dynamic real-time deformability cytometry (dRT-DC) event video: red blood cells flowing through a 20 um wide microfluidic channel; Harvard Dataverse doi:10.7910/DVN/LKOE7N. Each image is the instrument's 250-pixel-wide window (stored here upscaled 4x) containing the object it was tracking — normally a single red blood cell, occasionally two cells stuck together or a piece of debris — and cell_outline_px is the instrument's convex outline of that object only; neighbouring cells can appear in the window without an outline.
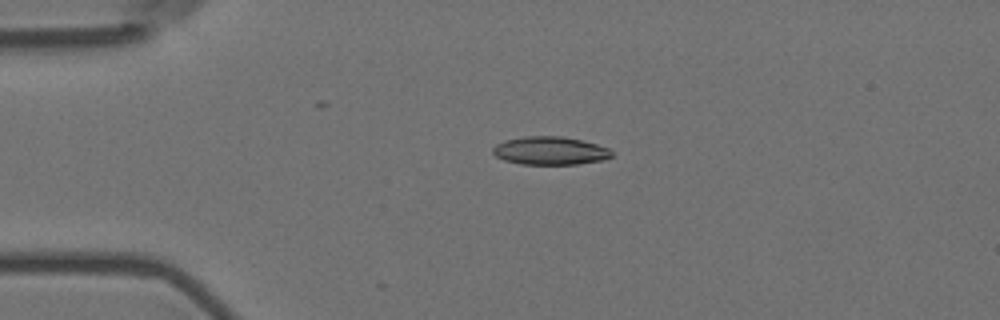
{"species": "Egyptian fruit bat (a non-hibernating species)", "species_latin": "Rousettus aegyptiacus", "temperature_condition": "room temperature", "stored_images_in_passage": 4, "camera_frame_rate_fps": 3000, "um_per_image_px": 0.085, "animal": {"sex": "female"}, "frame": {"image": 1, "passage_image": 3, "time_ms": 0.667, "image_size_px": [1000, 320], "cell_outline_px": [[612, 156], [604, 160], [576, 164], [520, 164], [504, 160], [496, 156], [492, 152], [492, 148], [496, 144], [504, 140], [524, 136], [564, 136], [596, 144], [608, 148], [612, 152]], "centroid_in_image_um": [46.73, 12.81], "position_along_channel_um": 38.3, "area_um2": 19.54}}